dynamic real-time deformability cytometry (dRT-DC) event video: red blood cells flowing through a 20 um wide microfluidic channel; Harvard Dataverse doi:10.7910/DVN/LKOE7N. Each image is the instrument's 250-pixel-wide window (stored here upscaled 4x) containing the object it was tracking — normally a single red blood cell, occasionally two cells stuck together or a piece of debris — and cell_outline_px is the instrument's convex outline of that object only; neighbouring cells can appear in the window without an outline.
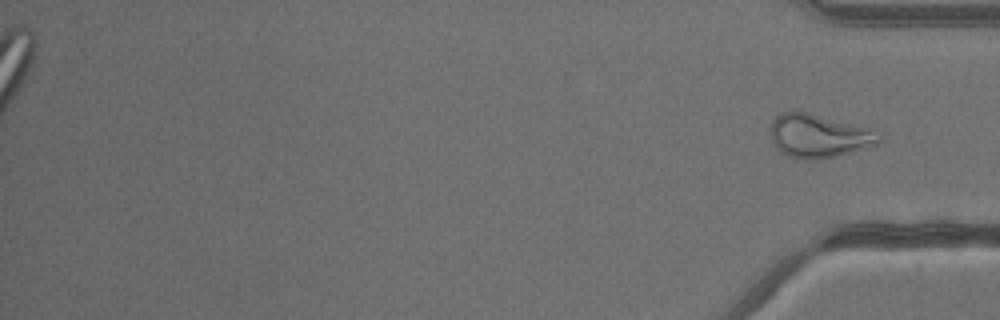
{"species": "common noctule bat (a hibernating species)", "species_latin": "Nyctalus noctula", "temperature_condition": "warm", "stored_images_in_passage": 33, "segment_of_instrument_passage": [2, 2], "camera_frame_rate_fps": 3000, "um_per_image_px": 0.085, "animal": {"sex": "male", "body_mass_g": 13.3}, "frame": {"image": 1, "passage_image": 33, "time_ms": 10.667, "image_size_px": [1000, 320], "cell_outline_px": [[880, 140], [876, 144], [836, 156], [816, 160], [808, 160], [788, 156], [780, 152], [776, 148], [768, 132], [772, 120], [780, 112], [804, 112], [876, 128], [880, 132]], "centroid_in_image_um": [69.59, 11.54], "position_along_channel_um": 365.6, "area_um2": 27.74}}